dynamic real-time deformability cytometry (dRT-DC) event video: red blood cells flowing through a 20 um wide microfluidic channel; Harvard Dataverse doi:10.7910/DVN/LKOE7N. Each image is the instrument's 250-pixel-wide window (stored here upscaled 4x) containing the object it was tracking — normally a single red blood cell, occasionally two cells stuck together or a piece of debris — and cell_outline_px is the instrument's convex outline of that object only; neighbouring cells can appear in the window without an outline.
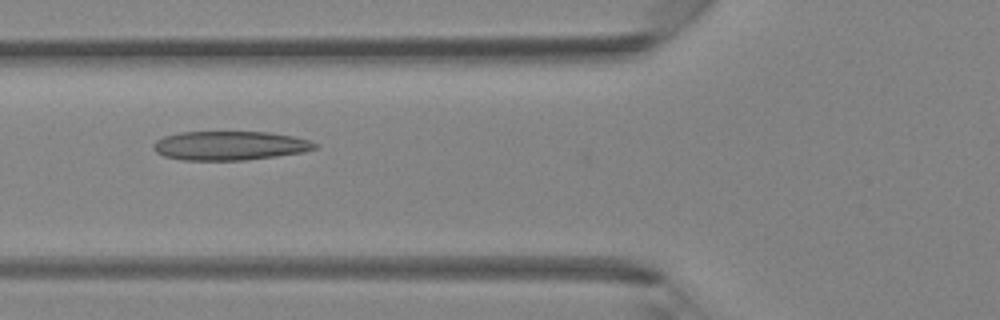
{"species": "Egyptian fruit bat (a non-hibernating species)", "species_latin": "Rousettus aegyptiacus", "temperature_condition": "room temperature", "stored_images_in_passage": 31, "camera_frame_rate_fps": 3000, "um_per_image_px": 0.085, "animal": {"sex": "female"}, "frame": {"image": 1, "passage_image": 4, "time_ms": 1.0, "image_size_px": [1000, 320], "cell_outline_px": [[320, 144], [316, 148], [304, 152], [248, 160], [180, 160], [164, 156], [156, 152], [152, 148], [152, 144], [156, 140], [164, 136], [180, 132], [268, 132], [292, 136], [308, 140]], "centroid_in_image_um": [19.52, 12.38], "position_along_channel_um": 106.3, "area_um2": 27.46}}
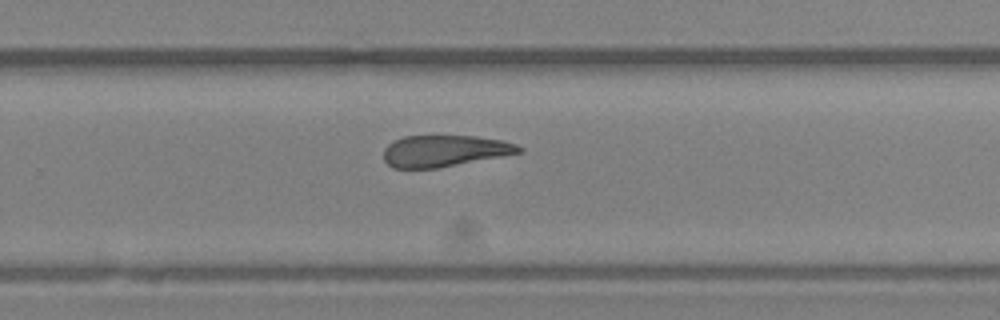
{"frame": {"image": 2, "passage_image": 16, "time_ms": 5.0, "image_size_px": [1000, 320], "cell_outline_px": [[524, 152], [436, 168], [392, 168], [384, 160], [384, 148], [392, 140], [404, 136], [476, 136], [500, 140], [516, 144], [524, 148]], "centroid_in_image_um": [37.77, 12.82], "position_along_channel_um": 292.0, "area_um2": 24.8}}
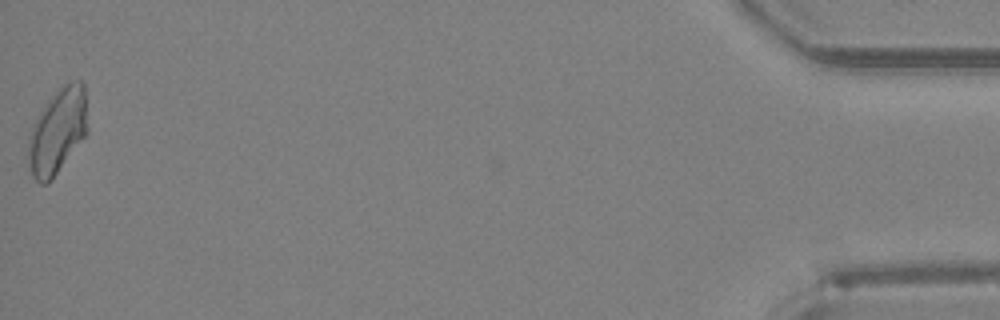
{"frame": {"image": 3, "passage_image": 31, "time_ms": 10.0, "image_size_px": [1000, 320], "cell_outline_px": [[88, 132], [52, 180], [48, 184], [40, 184], [32, 176], [28, 164], [28, 144], [32, 124], [48, 100], [64, 84], [72, 80], [80, 80], [84, 84], [88, 128]], "centroid_in_image_um": [4.9, 11.17], "position_along_channel_um": 430.3, "area_um2": 29.54}}